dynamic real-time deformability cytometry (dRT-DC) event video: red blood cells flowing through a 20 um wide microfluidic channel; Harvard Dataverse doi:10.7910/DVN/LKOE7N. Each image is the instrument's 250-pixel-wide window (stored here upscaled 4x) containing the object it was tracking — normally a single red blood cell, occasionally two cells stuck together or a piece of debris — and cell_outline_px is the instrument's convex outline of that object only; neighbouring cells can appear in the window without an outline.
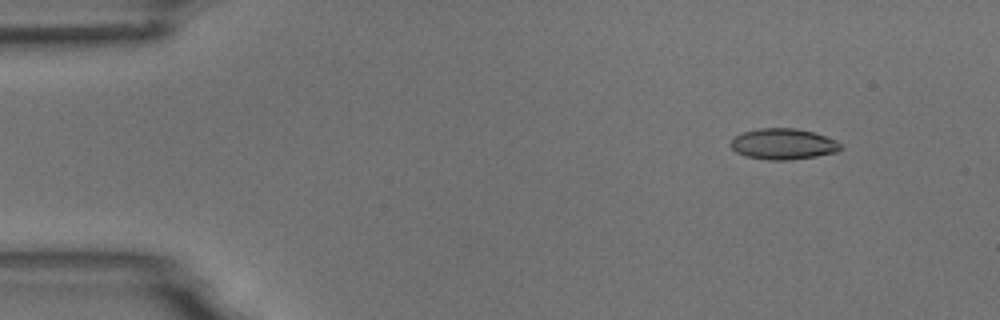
{"species": "common noctule bat (a hibernating species)", "species_latin": "Nyctalus noctula", "temperature_condition": "room temperature", "stored_images_in_passage": 4, "camera_frame_rate_fps": 3000, "um_per_image_px": 0.085, "animal": {"sex": "male", "body_mass_g": 18.8}, "frame": {"image": 1, "passage_image": 1, "time_ms": 0.0, "image_size_px": [1000, 320], "cell_outline_px": [[844, 148], [836, 152], [816, 156], [788, 160], [768, 160], [744, 156], [736, 152], [728, 144], [736, 136], [744, 132], [760, 128], [796, 128], [812, 132], [836, 140]], "centroid_in_image_um": [66.56, 12.25], "position_along_channel_um": 18.4, "area_um2": 19.77}}
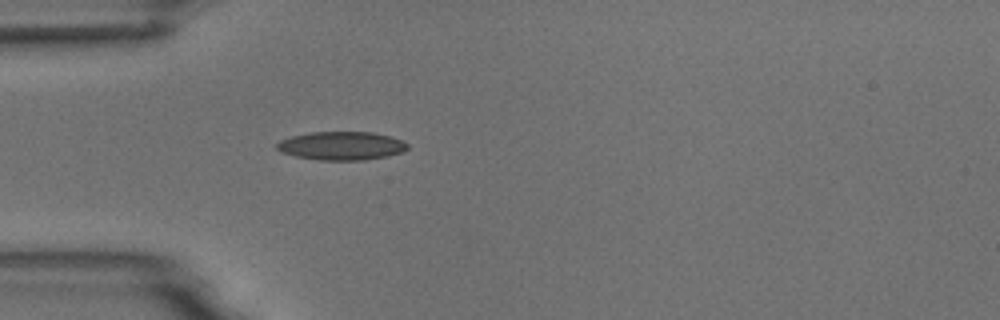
{"frame": {"image": 2, "passage_image": 4, "time_ms": 3.333, "image_size_px": [1000, 320], "cell_outline_px": [[408, 148], [404, 152], [388, 156], [364, 160], [320, 160], [296, 156], [280, 152], [276, 148], [276, 144], [280, 140], [292, 136], [312, 132], [372, 132], [392, 136], [404, 140], [408, 144]], "centroid_in_image_um": [29.07, 12.39], "position_along_channel_um": 55.9, "area_um2": 21.85}}